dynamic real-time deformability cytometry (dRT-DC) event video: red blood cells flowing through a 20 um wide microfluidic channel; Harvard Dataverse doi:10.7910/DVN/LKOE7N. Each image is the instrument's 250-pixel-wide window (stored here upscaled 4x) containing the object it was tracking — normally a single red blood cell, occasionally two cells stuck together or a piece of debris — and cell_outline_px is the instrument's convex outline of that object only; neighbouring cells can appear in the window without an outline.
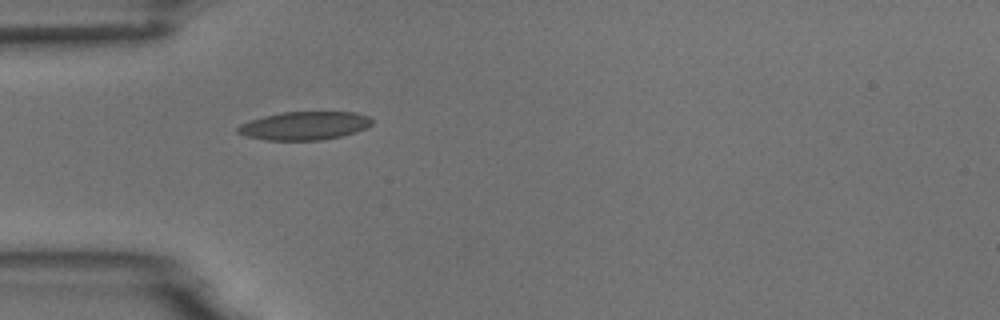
{"species": "common noctule bat (a hibernating species)", "species_latin": "Nyctalus noctula", "temperature_condition": "room temperature", "stored_images_in_passage": 1, "camera_frame_rate_fps": 3000, "um_per_image_px": 0.085, "animal": {"sex": "male", "body_mass_g": 18.8}, "frame": {"image": 1, "passage_image": 1, "time_ms": 0.0, "image_size_px": [1000, 320], "cell_outline_px": [[372, 124], [368, 128], [356, 132], [340, 136], [320, 140], [268, 140], [244, 136], [236, 132], [236, 128], [240, 124], [264, 116], [284, 112], [356, 112], [368, 116], [372, 120]], "centroid_in_image_um": [25.89, 10.69], "position_along_channel_um": 59.1, "area_um2": 22.14}}